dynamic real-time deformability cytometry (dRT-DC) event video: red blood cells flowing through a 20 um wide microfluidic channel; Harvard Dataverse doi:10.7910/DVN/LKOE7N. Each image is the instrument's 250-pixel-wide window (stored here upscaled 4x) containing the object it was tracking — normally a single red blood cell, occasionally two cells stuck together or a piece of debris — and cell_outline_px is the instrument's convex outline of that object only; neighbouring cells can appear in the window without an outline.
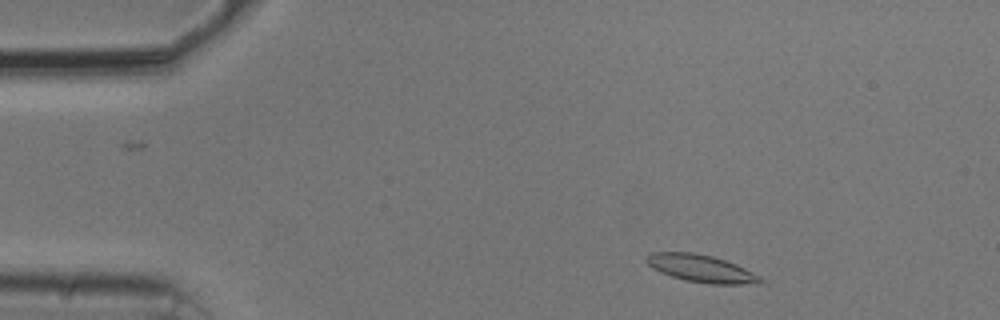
{"species": "common noctule bat (a hibernating species)", "species_latin": "Nyctalus noctula", "temperature_condition": "cold", "stored_images_in_passage": 51, "camera_frame_rate_fps": 3000, "um_per_image_px": 0.085, "animal": {"sex": "male", "body_mass_g": 20.5, "forearm_length_mm": 52.5}, "frame": {"image": 1, "passage_image": 5, "time_ms": 1.333, "image_size_px": [1000, 320], "cell_outline_px": [[764, 284], [708, 284], [684, 280], [660, 272], [652, 268], [644, 260], [652, 252], [692, 252], [712, 256], [736, 264], [760, 276], [764, 280]], "centroid_in_image_um": [59.62, 22.83], "position_along_channel_um": 25.4, "area_um2": 18.26}}
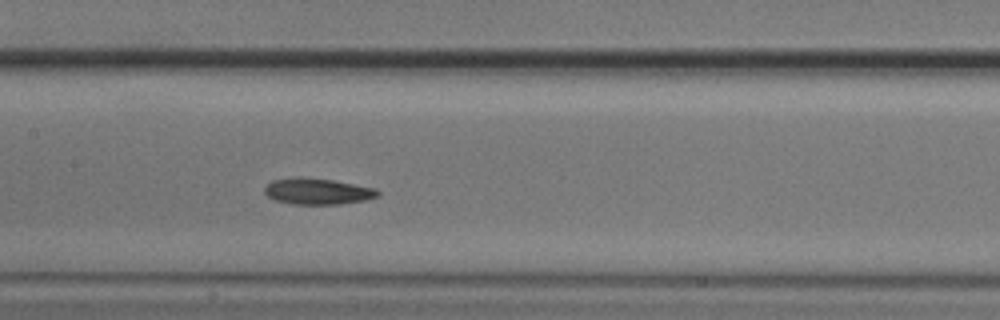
{"frame": {"image": 2, "passage_image": 23, "time_ms": 7.333, "image_size_px": [1000, 320], "cell_outline_px": [[380, 196], [364, 200], [340, 204], [292, 204], [276, 200], [268, 196], [264, 192], [264, 188], [272, 180], [300, 176], [332, 180], [376, 188], [380, 192]], "centroid_in_image_um": [27.0, 16.26], "position_along_channel_um": 180.4, "area_um2": 17.28}}
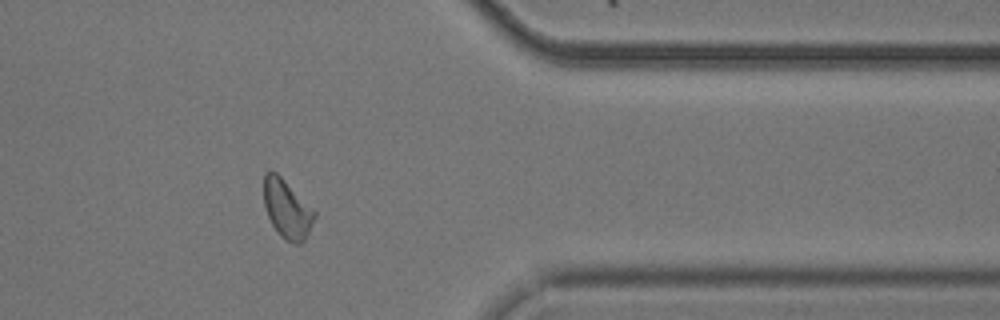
{"frame": {"image": 3, "passage_image": 41, "time_ms": 13.333, "image_size_px": [1000, 320], "cell_outline_px": [[316, 216], [304, 240], [300, 244], [296, 244], [280, 236], [272, 224], [268, 216], [264, 204], [264, 172], [268, 168], [276, 172], [316, 212]], "centroid_in_image_um": [24.37, 17.74], "position_along_channel_um": 387.0, "area_um2": 17.05}, "authors_computed_cell_mechanics": {"area_um2": 17.3978, "velocity_mm_per_s": 3.7031, "shape_relaxation_time_tau1_ms": 3.2877, "shape_relaxation_time_tau2_ms": 6.2788, "deformation_change_tau1": 0.1035, "deformation_change_tau2": 0.1461}}